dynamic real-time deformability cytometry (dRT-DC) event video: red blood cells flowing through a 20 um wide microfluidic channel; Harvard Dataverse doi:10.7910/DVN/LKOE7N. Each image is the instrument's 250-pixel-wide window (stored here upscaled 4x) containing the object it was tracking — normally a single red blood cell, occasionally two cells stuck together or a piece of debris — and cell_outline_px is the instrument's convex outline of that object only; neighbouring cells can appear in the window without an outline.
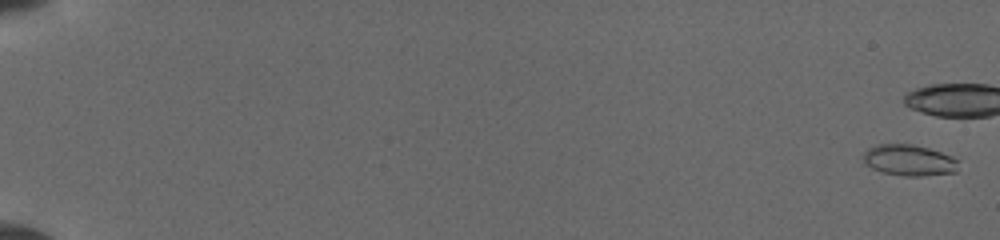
{"species": "common noctule bat (a hibernating species)", "species_latin": "Nyctalus noctula", "temperature_condition": "cold", "stored_images_in_passage": 10, "camera_frame_rate_fps": 3000, "um_per_image_px": 0.085, "animal": {"sex": "female", "body_mass_g": 19.5, "forearm_length_mm": 54.1}, "frame": {"image": 1, "passage_image": 1, "time_ms": 0.0, "image_size_px": [1000, 240], "cell_outline_px": [[956, 172], [916, 176], [908, 176], [884, 172], [872, 168], [864, 160], [864, 152], [868, 148], [876, 144], [912, 144], [928, 148], [952, 156], [956, 160]], "centroid_in_image_um": [77.25, 13.6], "position_along_channel_um": 7.7, "area_um2": 16.82}}